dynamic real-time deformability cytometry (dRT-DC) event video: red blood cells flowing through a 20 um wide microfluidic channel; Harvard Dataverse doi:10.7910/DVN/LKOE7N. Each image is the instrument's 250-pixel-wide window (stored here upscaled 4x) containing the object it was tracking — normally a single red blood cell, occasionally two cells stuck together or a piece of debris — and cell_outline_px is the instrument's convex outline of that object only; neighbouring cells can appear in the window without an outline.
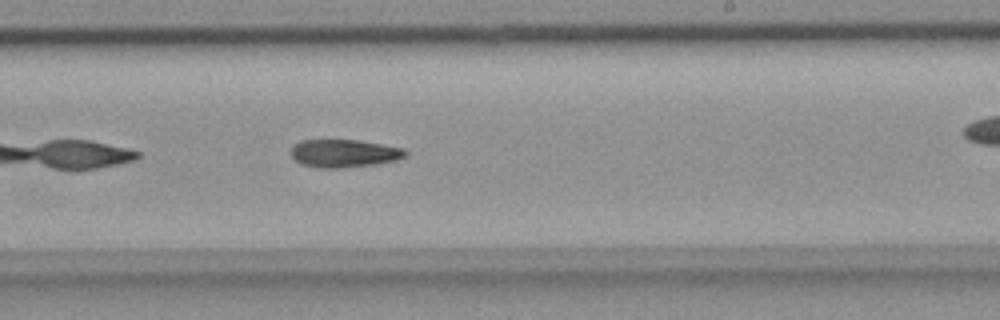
{"species": "common noctule bat (a hibernating species)", "species_latin": "Nyctalus noctula", "temperature_condition": "room temperature", "stored_images_in_passage": 41, "camera_frame_rate_fps": 3000, "um_per_image_px": 0.085, "animal": {"sex": "female", "body_mass_g": 18.4}, "frame": {"image": 1, "passage_image": 18, "time_ms": 5.667, "image_size_px": [1000, 320], "cell_outline_px": [[408, 152], [404, 156], [396, 160], [376, 164], [340, 168], [316, 168], [300, 164], [288, 152], [292, 144], [300, 140], [360, 140], [404, 148]], "centroid_in_image_um": [29.18, 13.03], "position_along_channel_um": 259.8, "area_um2": 18.9}}
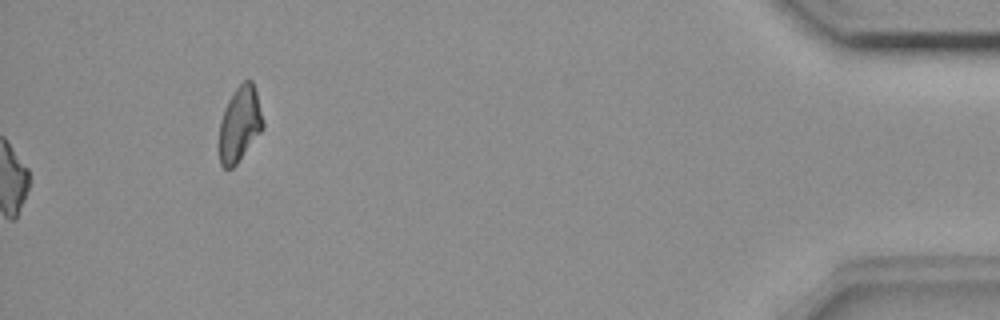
{"frame": {"image": 2, "passage_image": 41, "time_ms": 13.333, "image_size_px": [1000, 320], "cell_outline_px": [[264, 128], [236, 164], [232, 168], [224, 168], [220, 164], [220, 120], [224, 108], [228, 100], [236, 88], [244, 80], [252, 80], [256, 88], [264, 120]], "centroid_in_image_um": [20.4, 10.51], "position_along_channel_um": 414.8, "area_um2": 19.19}}